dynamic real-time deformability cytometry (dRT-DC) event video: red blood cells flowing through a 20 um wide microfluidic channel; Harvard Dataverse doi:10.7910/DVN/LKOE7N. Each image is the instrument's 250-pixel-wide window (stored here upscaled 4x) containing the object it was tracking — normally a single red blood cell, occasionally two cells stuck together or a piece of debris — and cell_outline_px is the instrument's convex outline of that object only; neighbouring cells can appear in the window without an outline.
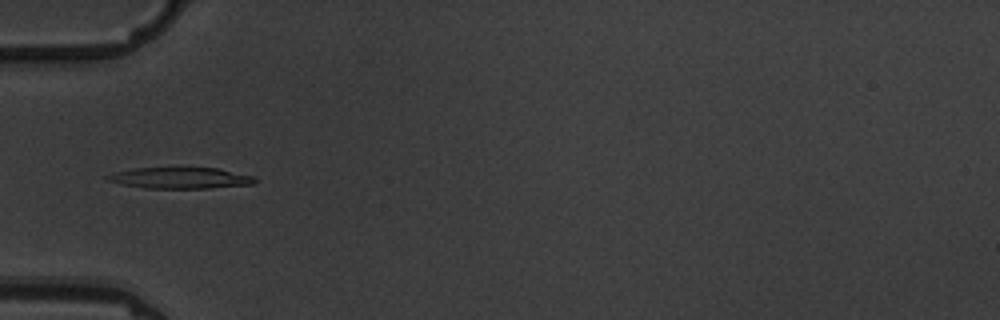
{"species": "common noctule bat (a hibernating species)", "species_latin": "Nyctalus noctula", "temperature_condition": "warm", "stored_images_in_passage": 4, "camera_frame_rate_fps": 3000, "um_per_image_px": 0.085, "animal": {"sex": "male", "body_mass_g": 19.5, "forearm_length_mm": 54.6}, "frame": {"image": 1, "passage_image": 4, "time_ms": 3.667, "image_size_px": [1000, 320], "cell_outline_px": [[256, 180], [252, 184], [208, 188], [144, 188], [120, 184], [108, 180], [104, 176], [116, 172], [136, 168], [220, 168], [252, 176]], "centroid_in_image_um": [15.3, 15.13], "position_along_channel_um": 69.7, "area_um2": 17.98}}